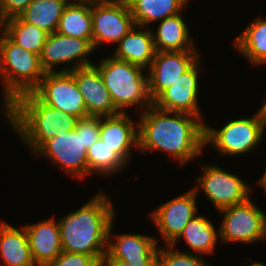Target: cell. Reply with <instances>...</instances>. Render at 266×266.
<instances>
[{
    "instance_id": "6da1fadb",
    "label": "cell",
    "mask_w": 266,
    "mask_h": 266,
    "mask_svg": "<svg viewBox=\"0 0 266 266\" xmlns=\"http://www.w3.org/2000/svg\"><path fill=\"white\" fill-rule=\"evenodd\" d=\"M138 149L165 151L185 164L198 158L204 148V122L187 113L161 110L153 104L140 113Z\"/></svg>"
},
{
    "instance_id": "7a4b0ae2",
    "label": "cell",
    "mask_w": 266,
    "mask_h": 266,
    "mask_svg": "<svg viewBox=\"0 0 266 266\" xmlns=\"http://www.w3.org/2000/svg\"><path fill=\"white\" fill-rule=\"evenodd\" d=\"M98 192L86 204L58 220L62 250L95 257L101 264L107 252L108 229L115 208Z\"/></svg>"
},
{
    "instance_id": "3957f363",
    "label": "cell",
    "mask_w": 266,
    "mask_h": 266,
    "mask_svg": "<svg viewBox=\"0 0 266 266\" xmlns=\"http://www.w3.org/2000/svg\"><path fill=\"white\" fill-rule=\"evenodd\" d=\"M4 110L7 121L32 153L47 139L75 129L78 120L41 102L32 92L20 95Z\"/></svg>"
},
{
    "instance_id": "277c9868",
    "label": "cell",
    "mask_w": 266,
    "mask_h": 266,
    "mask_svg": "<svg viewBox=\"0 0 266 266\" xmlns=\"http://www.w3.org/2000/svg\"><path fill=\"white\" fill-rule=\"evenodd\" d=\"M1 32L0 74L3 83L4 109L17 97L32 92L44 77L39 55L23 49Z\"/></svg>"
},
{
    "instance_id": "5b68a950",
    "label": "cell",
    "mask_w": 266,
    "mask_h": 266,
    "mask_svg": "<svg viewBox=\"0 0 266 266\" xmlns=\"http://www.w3.org/2000/svg\"><path fill=\"white\" fill-rule=\"evenodd\" d=\"M95 66L120 113H126V108L132 106L142 108L143 112L152 105L148 92V74L143 73V67L113 56L103 58Z\"/></svg>"
},
{
    "instance_id": "8992f818",
    "label": "cell",
    "mask_w": 266,
    "mask_h": 266,
    "mask_svg": "<svg viewBox=\"0 0 266 266\" xmlns=\"http://www.w3.org/2000/svg\"><path fill=\"white\" fill-rule=\"evenodd\" d=\"M266 121L259 109L252 117L234 119L221 129L204 124V147L213 145L218 153L239 156L253 150L264 137Z\"/></svg>"
},
{
    "instance_id": "52a82bcc",
    "label": "cell",
    "mask_w": 266,
    "mask_h": 266,
    "mask_svg": "<svg viewBox=\"0 0 266 266\" xmlns=\"http://www.w3.org/2000/svg\"><path fill=\"white\" fill-rule=\"evenodd\" d=\"M218 212L223 214L218 230L222 243L251 244L266 239V214L252 202L251 197Z\"/></svg>"
},
{
    "instance_id": "ba28073f",
    "label": "cell",
    "mask_w": 266,
    "mask_h": 266,
    "mask_svg": "<svg viewBox=\"0 0 266 266\" xmlns=\"http://www.w3.org/2000/svg\"><path fill=\"white\" fill-rule=\"evenodd\" d=\"M94 50L104 42L119 41L135 26L126 0H91Z\"/></svg>"
},
{
    "instance_id": "9c48e42d",
    "label": "cell",
    "mask_w": 266,
    "mask_h": 266,
    "mask_svg": "<svg viewBox=\"0 0 266 266\" xmlns=\"http://www.w3.org/2000/svg\"><path fill=\"white\" fill-rule=\"evenodd\" d=\"M32 154L42 155L63 169L66 174L78 178L88 175L87 150L84 147L83 129L62 132L44 141Z\"/></svg>"
},
{
    "instance_id": "30bf717a",
    "label": "cell",
    "mask_w": 266,
    "mask_h": 266,
    "mask_svg": "<svg viewBox=\"0 0 266 266\" xmlns=\"http://www.w3.org/2000/svg\"><path fill=\"white\" fill-rule=\"evenodd\" d=\"M32 93L52 108L78 119L88 117L84 98L70 72H45Z\"/></svg>"
},
{
    "instance_id": "8fae6325",
    "label": "cell",
    "mask_w": 266,
    "mask_h": 266,
    "mask_svg": "<svg viewBox=\"0 0 266 266\" xmlns=\"http://www.w3.org/2000/svg\"><path fill=\"white\" fill-rule=\"evenodd\" d=\"M202 174L196 178V186L193 188L198 194L201 188L208 200L221 210L247 201L251 187L243 182L237 175L221 169L215 165H205Z\"/></svg>"
},
{
    "instance_id": "7c38bea8",
    "label": "cell",
    "mask_w": 266,
    "mask_h": 266,
    "mask_svg": "<svg viewBox=\"0 0 266 266\" xmlns=\"http://www.w3.org/2000/svg\"><path fill=\"white\" fill-rule=\"evenodd\" d=\"M94 51L93 40L65 36L57 32L48 35L46 43L39 55L41 67L45 72H56V65L71 63L73 66L59 70L70 72L75 68L93 65L88 58Z\"/></svg>"
},
{
    "instance_id": "4fadbf2b",
    "label": "cell",
    "mask_w": 266,
    "mask_h": 266,
    "mask_svg": "<svg viewBox=\"0 0 266 266\" xmlns=\"http://www.w3.org/2000/svg\"><path fill=\"white\" fill-rule=\"evenodd\" d=\"M199 50L156 51L148 74V92L153 102L199 59Z\"/></svg>"
},
{
    "instance_id": "5bb4252c",
    "label": "cell",
    "mask_w": 266,
    "mask_h": 266,
    "mask_svg": "<svg viewBox=\"0 0 266 266\" xmlns=\"http://www.w3.org/2000/svg\"><path fill=\"white\" fill-rule=\"evenodd\" d=\"M196 198L197 193L191 188L151 212L152 220L166 245H171L183 232L185 225L198 215Z\"/></svg>"
},
{
    "instance_id": "9a60e30c",
    "label": "cell",
    "mask_w": 266,
    "mask_h": 266,
    "mask_svg": "<svg viewBox=\"0 0 266 266\" xmlns=\"http://www.w3.org/2000/svg\"><path fill=\"white\" fill-rule=\"evenodd\" d=\"M200 59L166 90H164L152 104L165 111L187 113L204 119L198 104Z\"/></svg>"
},
{
    "instance_id": "2e32d148",
    "label": "cell",
    "mask_w": 266,
    "mask_h": 266,
    "mask_svg": "<svg viewBox=\"0 0 266 266\" xmlns=\"http://www.w3.org/2000/svg\"><path fill=\"white\" fill-rule=\"evenodd\" d=\"M113 225L112 221L108 229L104 259H121L131 266H157V239L139 233L112 235ZM111 236L115 238L113 241Z\"/></svg>"
},
{
    "instance_id": "e0dca14e",
    "label": "cell",
    "mask_w": 266,
    "mask_h": 266,
    "mask_svg": "<svg viewBox=\"0 0 266 266\" xmlns=\"http://www.w3.org/2000/svg\"><path fill=\"white\" fill-rule=\"evenodd\" d=\"M84 98L88 116H114L120 112L115 108L98 68L93 64L70 71Z\"/></svg>"
},
{
    "instance_id": "ac0fdd59",
    "label": "cell",
    "mask_w": 266,
    "mask_h": 266,
    "mask_svg": "<svg viewBox=\"0 0 266 266\" xmlns=\"http://www.w3.org/2000/svg\"><path fill=\"white\" fill-rule=\"evenodd\" d=\"M126 113L100 117L99 137L112 148L127 164L132 147H139L138 124Z\"/></svg>"
},
{
    "instance_id": "d6986e66",
    "label": "cell",
    "mask_w": 266,
    "mask_h": 266,
    "mask_svg": "<svg viewBox=\"0 0 266 266\" xmlns=\"http://www.w3.org/2000/svg\"><path fill=\"white\" fill-rule=\"evenodd\" d=\"M24 227L36 266H47L62 253L60 229L53 217Z\"/></svg>"
},
{
    "instance_id": "ffe728a7",
    "label": "cell",
    "mask_w": 266,
    "mask_h": 266,
    "mask_svg": "<svg viewBox=\"0 0 266 266\" xmlns=\"http://www.w3.org/2000/svg\"><path fill=\"white\" fill-rule=\"evenodd\" d=\"M143 28L135 25L119 41L113 57L143 67L147 71L155 57L156 49L151 29Z\"/></svg>"
},
{
    "instance_id": "44dd1931",
    "label": "cell",
    "mask_w": 266,
    "mask_h": 266,
    "mask_svg": "<svg viewBox=\"0 0 266 266\" xmlns=\"http://www.w3.org/2000/svg\"><path fill=\"white\" fill-rule=\"evenodd\" d=\"M0 257V266H36L24 226L17 229L4 221L0 224Z\"/></svg>"
},
{
    "instance_id": "7402d4cb",
    "label": "cell",
    "mask_w": 266,
    "mask_h": 266,
    "mask_svg": "<svg viewBox=\"0 0 266 266\" xmlns=\"http://www.w3.org/2000/svg\"><path fill=\"white\" fill-rule=\"evenodd\" d=\"M181 13L163 19L152 31L156 51L197 50Z\"/></svg>"
},
{
    "instance_id": "603a6c76",
    "label": "cell",
    "mask_w": 266,
    "mask_h": 266,
    "mask_svg": "<svg viewBox=\"0 0 266 266\" xmlns=\"http://www.w3.org/2000/svg\"><path fill=\"white\" fill-rule=\"evenodd\" d=\"M71 0L59 19L57 33L92 40L91 0Z\"/></svg>"
},
{
    "instance_id": "cb8c5ba5",
    "label": "cell",
    "mask_w": 266,
    "mask_h": 266,
    "mask_svg": "<svg viewBox=\"0 0 266 266\" xmlns=\"http://www.w3.org/2000/svg\"><path fill=\"white\" fill-rule=\"evenodd\" d=\"M135 25L146 27L182 13L189 0H126Z\"/></svg>"
},
{
    "instance_id": "d4e9b609",
    "label": "cell",
    "mask_w": 266,
    "mask_h": 266,
    "mask_svg": "<svg viewBox=\"0 0 266 266\" xmlns=\"http://www.w3.org/2000/svg\"><path fill=\"white\" fill-rule=\"evenodd\" d=\"M218 236L219 231H216L212 221L205 216L196 215L185 225L183 232L171 245L175 247L182 238L188 244L192 254L209 255L215 250Z\"/></svg>"
},
{
    "instance_id": "484cf974",
    "label": "cell",
    "mask_w": 266,
    "mask_h": 266,
    "mask_svg": "<svg viewBox=\"0 0 266 266\" xmlns=\"http://www.w3.org/2000/svg\"><path fill=\"white\" fill-rule=\"evenodd\" d=\"M235 39V48L254 66L266 64V19L257 17Z\"/></svg>"
},
{
    "instance_id": "4316f807",
    "label": "cell",
    "mask_w": 266,
    "mask_h": 266,
    "mask_svg": "<svg viewBox=\"0 0 266 266\" xmlns=\"http://www.w3.org/2000/svg\"><path fill=\"white\" fill-rule=\"evenodd\" d=\"M70 0H34L20 14V18L47 33L56 32L59 19Z\"/></svg>"
},
{
    "instance_id": "83f0119b",
    "label": "cell",
    "mask_w": 266,
    "mask_h": 266,
    "mask_svg": "<svg viewBox=\"0 0 266 266\" xmlns=\"http://www.w3.org/2000/svg\"><path fill=\"white\" fill-rule=\"evenodd\" d=\"M4 34L23 49L40 55L49 33L19 16L6 20Z\"/></svg>"
},
{
    "instance_id": "f1b7e54d",
    "label": "cell",
    "mask_w": 266,
    "mask_h": 266,
    "mask_svg": "<svg viewBox=\"0 0 266 266\" xmlns=\"http://www.w3.org/2000/svg\"><path fill=\"white\" fill-rule=\"evenodd\" d=\"M88 175L106 176L121 171L126 162L99 137L87 150Z\"/></svg>"
},
{
    "instance_id": "f546056e",
    "label": "cell",
    "mask_w": 266,
    "mask_h": 266,
    "mask_svg": "<svg viewBox=\"0 0 266 266\" xmlns=\"http://www.w3.org/2000/svg\"><path fill=\"white\" fill-rule=\"evenodd\" d=\"M164 247H159L157 266H210L202 255L192 254L190 250H175L172 245Z\"/></svg>"
},
{
    "instance_id": "4dcf8cb0",
    "label": "cell",
    "mask_w": 266,
    "mask_h": 266,
    "mask_svg": "<svg viewBox=\"0 0 266 266\" xmlns=\"http://www.w3.org/2000/svg\"><path fill=\"white\" fill-rule=\"evenodd\" d=\"M47 266H102V264L95 257L88 254L62 251Z\"/></svg>"
},
{
    "instance_id": "1f68e13d",
    "label": "cell",
    "mask_w": 266,
    "mask_h": 266,
    "mask_svg": "<svg viewBox=\"0 0 266 266\" xmlns=\"http://www.w3.org/2000/svg\"><path fill=\"white\" fill-rule=\"evenodd\" d=\"M75 129H83L84 147L88 150L99 138L100 117L88 116L78 119Z\"/></svg>"
},
{
    "instance_id": "d6a6232c",
    "label": "cell",
    "mask_w": 266,
    "mask_h": 266,
    "mask_svg": "<svg viewBox=\"0 0 266 266\" xmlns=\"http://www.w3.org/2000/svg\"><path fill=\"white\" fill-rule=\"evenodd\" d=\"M34 0H0L1 11L6 20L18 17Z\"/></svg>"
},
{
    "instance_id": "836d02e7",
    "label": "cell",
    "mask_w": 266,
    "mask_h": 266,
    "mask_svg": "<svg viewBox=\"0 0 266 266\" xmlns=\"http://www.w3.org/2000/svg\"><path fill=\"white\" fill-rule=\"evenodd\" d=\"M102 266H131L121 259H103Z\"/></svg>"
},
{
    "instance_id": "e575fe53",
    "label": "cell",
    "mask_w": 266,
    "mask_h": 266,
    "mask_svg": "<svg viewBox=\"0 0 266 266\" xmlns=\"http://www.w3.org/2000/svg\"><path fill=\"white\" fill-rule=\"evenodd\" d=\"M258 185L262 186V188H264L265 190V195H266V170L263 174V176H261V178L258 180Z\"/></svg>"
},
{
    "instance_id": "d590c367",
    "label": "cell",
    "mask_w": 266,
    "mask_h": 266,
    "mask_svg": "<svg viewBox=\"0 0 266 266\" xmlns=\"http://www.w3.org/2000/svg\"><path fill=\"white\" fill-rule=\"evenodd\" d=\"M5 25H6V19L3 16V13L1 11V4H0V30L4 31L5 30L4 29L5 28Z\"/></svg>"
},
{
    "instance_id": "8d00e7d4",
    "label": "cell",
    "mask_w": 266,
    "mask_h": 266,
    "mask_svg": "<svg viewBox=\"0 0 266 266\" xmlns=\"http://www.w3.org/2000/svg\"><path fill=\"white\" fill-rule=\"evenodd\" d=\"M260 110H261V112H262V114H263V117H264V119H265V121H266V97H265V99H264L263 106L260 108Z\"/></svg>"
},
{
    "instance_id": "74e56055",
    "label": "cell",
    "mask_w": 266,
    "mask_h": 266,
    "mask_svg": "<svg viewBox=\"0 0 266 266\" xmlns=\"http://www.w3.org/2000/svg\"><path fill=\"white\" fill-rule=\"evenodd\" d=\"M250 266H265V265L264 263L257 261V262H253Z\"/></svg>"
}]
</instances>
